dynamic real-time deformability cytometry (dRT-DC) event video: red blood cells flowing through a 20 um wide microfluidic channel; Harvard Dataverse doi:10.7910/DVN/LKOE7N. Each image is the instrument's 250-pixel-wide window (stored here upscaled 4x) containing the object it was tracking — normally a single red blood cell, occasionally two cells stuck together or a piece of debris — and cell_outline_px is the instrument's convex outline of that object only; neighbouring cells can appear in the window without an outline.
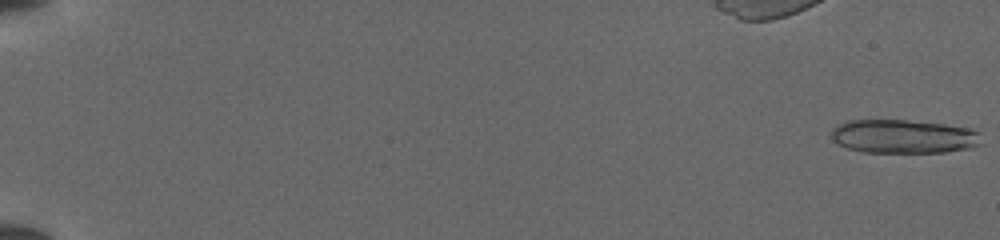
{"species": "common noctule bat (a hibernating species)", "species_latin": "Nyctalus noctula", "temperature_condition": "cold", "stored_images_in_passage": 18, "camera_frame_rate_fps": 3000, "um_per_image_px": 0.085, "animal": {"sex": "female", "body_mass_g": 19.5, "forearm_length_mm": 54.1}, "frame": {"image": 1, "passage_image": 1, "time_ms": 0.0, "image_size_px": [1000, 240], "cell_outline_px": [[984, 144], [972, 148], [944, 152], [864, 152], [848, 148], [836, 144], [828, 136], [832, 128], [836, 124], [844, 120], [908, 120], [944, 124], [972, 128], [980, 132]], "centroid_in_image_um": [76.8, 11.59], "position_along_channel_um": 8.2, "area_um2": 30.23}}